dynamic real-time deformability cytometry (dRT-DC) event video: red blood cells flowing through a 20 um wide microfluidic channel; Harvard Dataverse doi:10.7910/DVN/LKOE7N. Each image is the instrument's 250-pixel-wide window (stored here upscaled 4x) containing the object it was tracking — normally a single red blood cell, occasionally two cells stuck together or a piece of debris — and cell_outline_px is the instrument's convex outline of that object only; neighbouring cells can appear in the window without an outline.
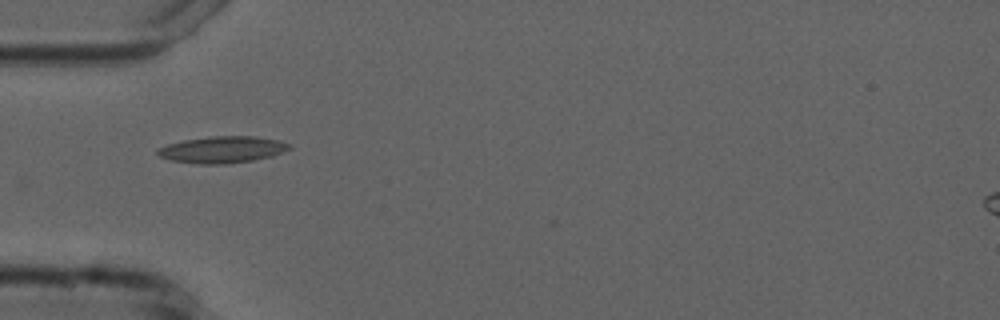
{"species": "common noctule bat (a hibernating species)", "species_latin": "Nyctalus noctula", "temperature_condition": "cold", "stored_images_in_passage": 27, "camera_frame_rate_fps": 3000, "um_per_image_px": 0.085, "animal": {"sex": "male", "forearm_length_mm": 52.5}, "frame": {"image": 1, "passage_image": 1, "time_ms": 0.0, "image_size_px": [1000, 320], "cell_outline_px": [[292, 148], [272, 156], [252, 160], [224, 164], [200, 164], [172, 160], [160, 156], [156, 152], [156, 148], [168, 144], [184, 140], [208, 136], [256, 136], [280, 140], [292, 144]], "centroid_in_image_um": [18.93, 12.7], "position_along_channel_um": 66.1, "area_um2": 20.52}}
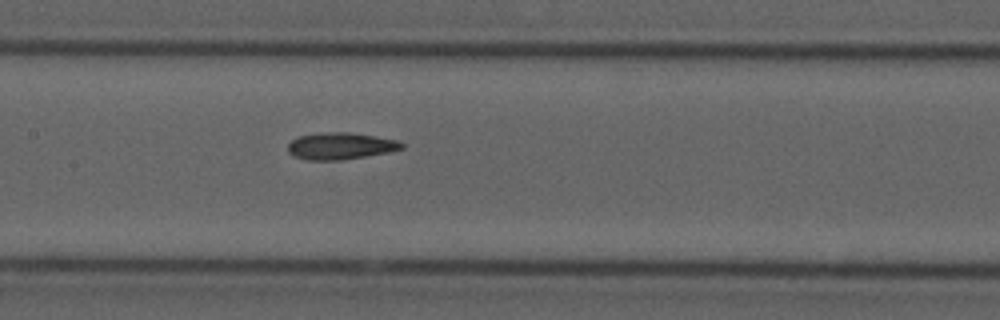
{"frame": {"image": 2, "passage_image": 10, "time_ms": 3.0, "image_size_px": [1000, 320], "cell_outline_px": [[404, 148], [388, 152], [340, 160], [308, 160], [292, 156], [288, 152], [288, 144], [296, 136], [324, 132], [348, 132], [400, 140], [404, 144]], "centroid_in_image_um": [28.92, 12.4], "position_along_channel_um": 178.5, "area_um2": 17.86}}
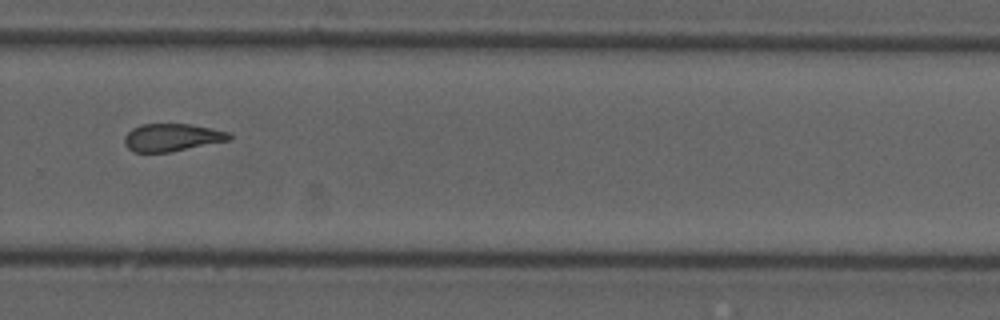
{"frame": {"image": 3, "passage_image": 21, "time_ms": 6.667, "image_size_px": [1000, 320], "cell_outline_px": [[232, 140], [172, 152], [132, 152], [124, 144], [124, 136], [132, 128], [140, 124], [188, 124], [212, 128], [228, 132], [232, 136]], "centroid_in_image_um": [14.62, 11.69], "position_along_channel_um": 315.2, "area_um2": 17.11}}